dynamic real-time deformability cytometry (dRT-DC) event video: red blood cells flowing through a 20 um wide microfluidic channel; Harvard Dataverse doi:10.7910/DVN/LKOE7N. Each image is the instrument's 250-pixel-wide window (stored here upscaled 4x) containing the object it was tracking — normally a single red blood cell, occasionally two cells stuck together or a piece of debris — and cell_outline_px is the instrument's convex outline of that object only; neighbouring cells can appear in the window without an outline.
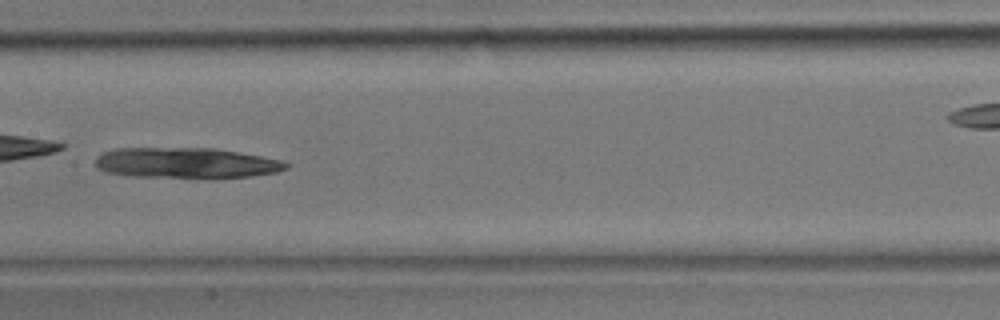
{"species": "common noctule bat (a hibernating species)", "species_latin": "Nyctalus noctula", "temperature_condition": "room temperature", "stored_images_in_passage": 16, "camera_frame_rate_fps": 3000, "um_per_image_px": 0.085, "animal": {"sex": "male", "body_mass_g": 17.9}, "frame": {"image": 1, "passage_image": 10, "time_ms": 3.0, "image_size_px": [1000, 320], "cell_outline_px": [[292, 164], [288, 168], [276, 172], [252, 176], [132, 176], [104, 172], [96, 168], [96, 156], [104, 152], [116, 148], [212, 148], [260, 156], [280, 160]], "centroid_in_image_um": [15.78, 13.83], "position_along_channel_um": 191.6, "area_um2": 33.18}}